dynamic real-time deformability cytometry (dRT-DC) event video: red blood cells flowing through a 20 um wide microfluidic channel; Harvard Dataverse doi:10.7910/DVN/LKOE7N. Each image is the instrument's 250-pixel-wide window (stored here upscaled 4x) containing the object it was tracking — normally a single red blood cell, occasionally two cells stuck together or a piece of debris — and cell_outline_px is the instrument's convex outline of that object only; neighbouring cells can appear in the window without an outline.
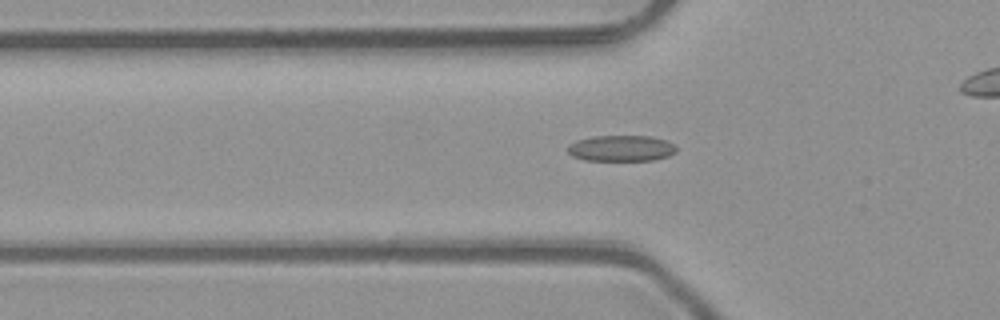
{"species": "common noctule bat (a hibernating species)", "species_latin": "Nyctalus noctula", "temperature_condition": "room temperature", "stored_images_in_passage": 46, "camera_frame_rate_fps": 3000, "um_per_image_px": 0.085, "animal": {"sex": "male", "body_mass_g": 23.1, "forearm_length_mm": 52.7}, "frame": {"image": 1, "passage_image": 12, "time_ms": 3.667, "image_size_px": [1000, 320], "cell_outline_px": [[676, 152], [668, 156], [652, 160], [584, 160], [572, 156], [568, 152], [568, 144], [576, 140], [592, 136], [652, 136], [668, 140], [676, 148]], "centroid_in_image_um": [52.79, 12.59], "position_along_channel_um": 73.0, "area_um2": 16.53}}
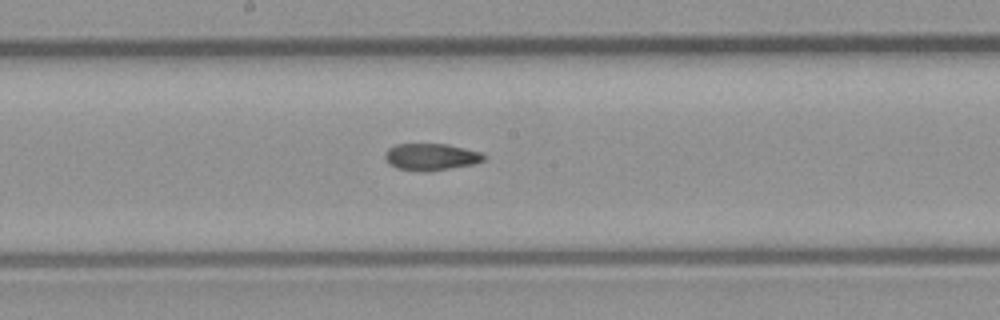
{"frame": {"image": 2, "passage_image": 22, "time_ms": 7.0, "image_size_px": [1000, 320], "cell_outline_px": [[484, 160], [472, 164], [428, 172], [420, 172], [396, 168], [388, 164], [384, 156], [384, 152], [388, 148], [396, 144], [448, 144], [480, 152], [484, 156]], "centroid_in_image_um": [36.56, 13.34], "position_along_channel_um": 211.6, "area_um2": 15.55}}
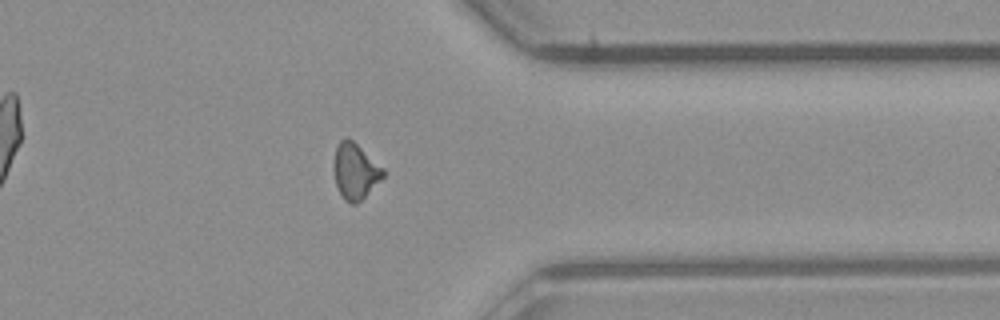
{"frame": {"image": 3, "passage_image": 35, "time_ms": 11.333, "image_size_px": [1000, 320], "cell_outline_px": [[384, 176], [356, 204], [352, 204], [344, 200], [336, 184], [332, 168], [332, 164], [336, 148], [340, 140], [344, 136], [352, 140], [384, 168]], "centroid_in_image_um": [30.16, 14.53], "position_along_channel_um": 381.2, "area_um2": 15.95}, "authors_computed_cell_mechanics": {"area_um2": 15.9239, "velocity_mm_per_s": 4.1191, "shape_relaxation_time_tau1_ms": null, "shape_relaxation_time_tau2_ms": 3.4605, "deformation_change_tau1": null, "deformation_change_tau2": 0.1114}}